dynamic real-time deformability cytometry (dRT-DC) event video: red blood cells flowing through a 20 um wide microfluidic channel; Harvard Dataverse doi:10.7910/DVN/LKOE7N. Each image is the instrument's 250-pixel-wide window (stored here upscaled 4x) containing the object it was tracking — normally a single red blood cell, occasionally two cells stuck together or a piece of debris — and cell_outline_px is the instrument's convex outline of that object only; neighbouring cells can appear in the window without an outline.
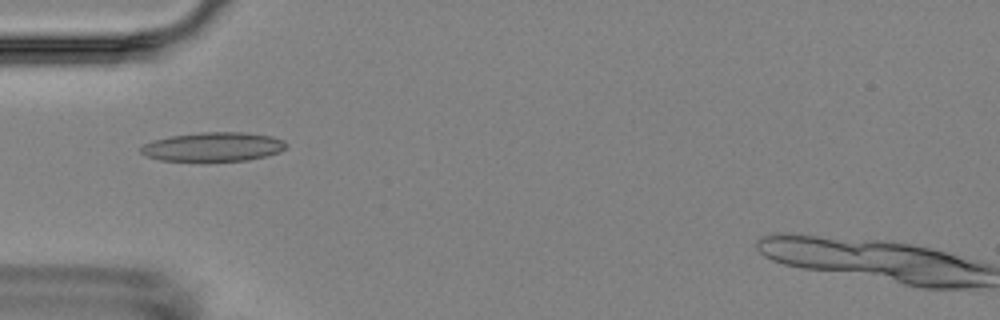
{"species": "Egyptian fruit bat (a non-hibernating species)", "species_latin": "Rousettus aegyptiacus", "temperature_condition": "room temperature", "stored_images_in_passage": 6, "camera_frame_rate_fps": 3000, "um_per_image_px": 0.085, "animal": {"sex": "female"}, "frame": {"image": 1, "passage_image": 3, "time_ms": 4.667, "image_size_px": [1000, 320], "cell_outline_px": [[288, 144], [280, 152], [268, 156], [248, 160], [204, 164], [200, 164], [160, 160], [144, 156], [140, 152], [140, 148], [144, 144], [152, 140], [172, 136], [200, 132], [248, 132], [272, 136], [284, 140]], "centroid_in_image_um": [18.11, 12.53], "position_along_channel_um": 66.9, "area_um2": 25.95}}
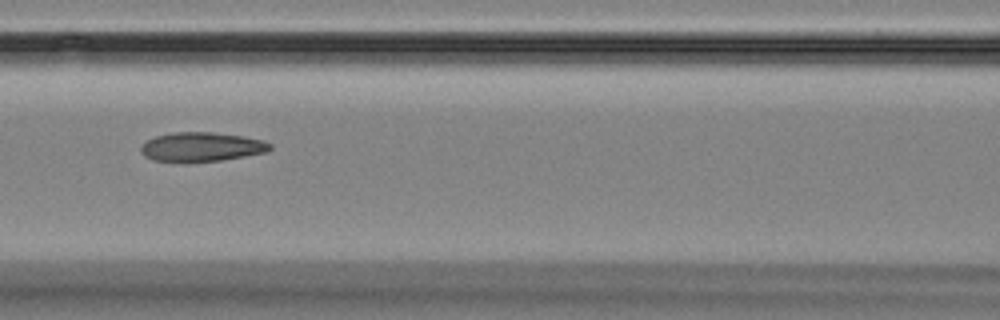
{"frame": {"image": 2, "passage_image": 5, "time_ms": 7.0, "image_size_px": [1000, 320], "cell_outline_px": [[272, 148], [264, 152], [244, 156], [220, 160], [152, 160], [144, 156], [140, 152], [140, 144], [156, 136], [172, 132], [212, 132], [244, 136], [264, 140], [272, 144]], "centroid_in_image_um": [17.13, 12.45], "position_along_channel_um": 149.5, "area_um2": 21.56}}
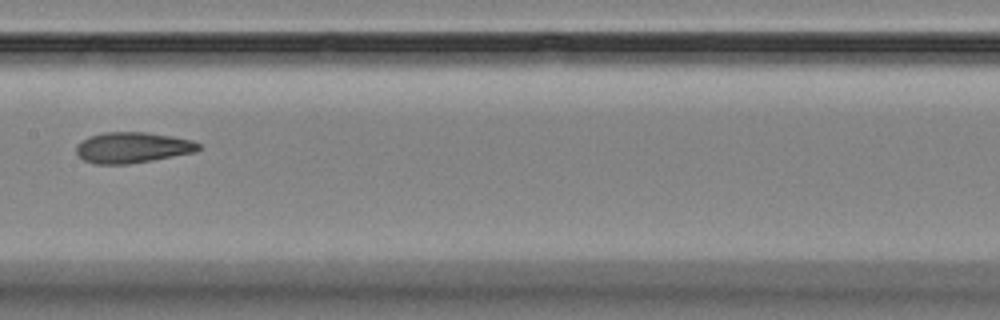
{"frame": {"image": 3, "passage_image": 6, "time_ms": 8.333, "image_size_px": [1000, 320], "cell_outline_px": [[200, 148], [196, 152], [152, 160], [128, 164], [96, 164], [84, 160], [76, 152], [76, 144], [88, 136], [104, 132], [148, 132], [172, 136], [192, 140], [200, 144]], "centroid_in_image_um": [11.25, 12.53], "position_along_channel_um": 196.1, "area_um2": 22.02}}